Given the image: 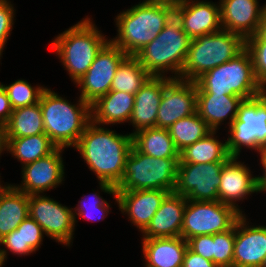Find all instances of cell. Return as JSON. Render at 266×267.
<instances>
[{
	"instance_id": "5",
	"label": "cell",
	"mask_w": 266,
	"mask_h": 267,
	"mask_svg": "<svg viewBox=\"0 0 266 267\" xmlns=\"http://www.w3.org/2000/svg\"><path fill=\"white\" fill-rule=\"evenodd\" d=\"M191 40L174 13L157 37L134 57L151 76L165 77L169 71L172 79H179Z\"/></svg>"
},
{
	"instance_id": "24",
	"label": "cell",
	"mask_w": 266,
	"mask_h": 267,
	"mask_svg": "<svg viewBox=\"0 0 266 267\" xmlns=\"http://www.w3.org/2000/svg\"><path fill=\"white\" fill-rule=\"evenodd\" d=\"M145 267H182L188 243L181 236L142 239Z\"/></svg>"
},
{
	"instance_id": "8",
	"label": "cell",
	"mask_w": 266,
	"mask_h": 267,
	"mask_svg": "<svg viewBox=\"0 0 266 267\" xmlns=\"http://www.w3.org/2000/svg\"><path fill=\"white\" fill-rule=\"evenodd\" d=\"M179 158H154L132 146L116 191L159 189L174 192Z\"/></svg>"
},
{
	"instance_id": "44",
	"label": "cell",
	"mask_w": 266,
	"mask_h": 267,
	"mask_svg": "<svg viewBox=\"0 0 266 267\" xmlns=\"http://www.w3.org/2000/svg\"><path fill=\"white\" fill-rule=\"evenodd\" d=\"M263 39L266 40V6L264 8L262 18L260 21L259 29L257 32Z\"/></svg>"
},
{
	"instance_id": "48",
	"label": "cell",
	"mask_w": 266,
	"mask_h": 267,
	"mask_svg": "<svg viewBox=\"0 0 266 267\" xmlns=\"http://www.w3.org/2000/svg\"><path fill=\"white\" fill-rule=\"evenodd\" d=\"M4 265V262L2 261V259L0 258V267H2Z\"/></svg>"
},
{
	"instance_id": "47",
	"label": "cell",
	"mask_w": 266,
	"mask_h": 267,
	"mask_svg": "<svg viewBox=\"0 0 266 267\" xmlns=\"http://www.w3.org/2000/svg\"><path fill=\"white\" fill-rule=\"evenodd\" d=\"M262 267H266V257H265V260H264V262L262 264Z\"/></svg>"
},
{
	"instance_id": "4",
	"label": "cell",
	"mask_w": 266,
	"mask_h": 267,
	"mask_svg": "<svg viewBox=\"0 0 266 267\" xmlns=\"http://www.w3.org/2000/svg\"><path fill=\"white\" fill-rule=\"evenodd\" d=\"M88 16L60 33L50 44L74 83L89 69L109 42Z\"/></svg>"
},
{
	"instance_id": "11",
	"label": "cell",
	"mask_w": 266,
	"mask_h": 267,
	"mask_svg": "<svg viewBox=\"0 0 266 267\" xmlns=\"http://www.w3.org/2000/svg\"><path fill=\"white\" fill-rule=\"evenodd\" d=\"M29 216L56 242L70 246L73 243L75 217L73 208L42 194L29 195Z\"/></svg>"
},
{
	"instance_id": "19",
	"label": "cell",
	"mask_w": 266,
	"mask_h": 267,
	"mask_svg": "<svg viewBox=\"0 0 266 267\" xmlns=\"http://www.w3.org/2000/svg\"><path fill=\"white\" fill-rule=\"evenodd\" d=\"M222 29L242 36L245 40L258 32L266 4L258 0H219Z\"/></svg>"
},
{
	"instance_id": "36",
	"label": "cell",
	"mask_w": 266,
	"mask_h": 267,
	"mask_svg": "<svg viewBox=\"0 0 266 267\" xmlns=\"http://www.w3.org/2000/svg\"><path fill=\"white\" fill-rule=\"evenodd\" d=\"M246 49L252 58L255 78L266 90V40L256 33L246 39Z\"/></svg>"
},
{
	"instance_id": "14",
	"label": "cell",
	"mask_w": 266,
	"mask_h": 267,
	"mask_svg": "<svg viewBox=\"0 0 266 267\" xmlns=\"http://www.w3.org/2000/svg\"><path fill=\"white\" fill-rule=\"evenodd\" d=\"M195 82L172 79L165 87L158 108L156 127L169 129L176 121L196 113Z\"/></svg>"
},
{
	"instance_id": "18",
	"label": "cell",
	"mask_w": 266,
	"mask_h": 267,
	"mask_svg": "<svg viewBox=\"0 0 266 267\" xmlns=\"http://www.w3.org/2000/svg\"><path fill=\"white\" fill-rule=\"evenodd\" d=\"M181 26L191 38L212 34L222 29L220 3L186 0L175 7Z\"/></svg>"
},
{
	"instance_id": "42",
	"label": "cell",
	"mask_w": 266,
	"mask_h": 267,
	"mask_svg": "<svg viewBox=\"0 0 266 267\" xmlns=\"http://www.w3.org/2000/svg\"><path fill=\"white\" fill-rule=\"evenodd\" d=\"M109 204L110 203L103 199L102 196L99 195V193L94 192L90 197L89 195L83 196V199L78 202L77 207H74V209H91L98 208L101 205Z\"/></svg>"
},
{
	"instance_id": "13",
	"label": "cell",
	"mask_w": 266,
	"mask_h": 267,
	"mask_svg": "<svg viewBox=\"0 0 266 267\" xmlns=\"http://www.w3.org/2000/svg\"><path fill=\"white\" fill-rule=\"evenodd\" d=\"M225 163L182 164L179 161L174 193L193 201H218L220 175Z\"/></svg>"
},
{
	"instance_id": "17",
	"label": "cell",
	"mask_w": 266,
	"mask_h": 267,
	"mask_svg": "<svg viewBox=\"0 0 266 267\" xmlns=\"http://www.w3.org/2000/svg\"><path fill=\"white\" fill-rule=\"evenodd\" d=\"M238 157H231L223 166L218 187V201L229 205L243 215L241 207L236 203L257 193L256 177L249 167L240 162Z\"/></svg>"
},
{
	"instance_id": "23",
	"label": "cell",
	"mask_w": 266,
	"mask_h": 267,
	"mask_svg": "<svg viewBox=\"0 0 266 267\" xmlns=\"http://www.w3.org/2000/svg\"><path fill=\"white\" fill-rule=\"evenodd\" d=\"M243 98L235 95L208 94L197 91V114L206 122L212 131H218L225 120H229L228 127L237 117L239 105Z\"/></svg>"
},
{
	"instance_id": "1",
	"label": "cell",
	"mask_w": 266,
	"mask_h": 267,
	"mask_svg": "<svg viewBox=\"0 0 266 267\" xmlns=\"http://www.w3.org/2000/svg\"><path fill=\"white\" fill-rule=\"evenodd\" d=\"M133 146L132 134H117L92 121L74 146L88 168L99 180L100 189L118 198L116 188L121 184L125 162Z\"/></svg>"
},
{
	"instance_id": "32",
	"label": "cell",
	"mask_w": 266,
	"mask_h": 267,
	"mask_svg": "<svg viewBox=\"0 0 266 267\" xmlns=\"http://www.w3.org/2000/svg\"><path fill=\"white\" fill-rule=\"evenodd\" d=\"M150 77L134 56H127L118 66L110 90L135 95Z\"/></svg>"
},
{
	"instance_id": "22",
	"label": "cell",
	"mask_w": 266,
	"mask_h": 267,
	"mask_svg": "<svg viewBox=\"0 0 266 267\" xmlns=\"http://www.w3.org/2000/svg\"><path fill=\"white\" fill-rule=\"evenodd\" d=\"M186 204V197L174 192L169 193L142 232V239L179 237Z\"/></svg>"
},
{
	"instance_id": "29",
	"label": "cell",
	"mask_w": 266,
	"mask_h": 267,
	"mask_svg": "<svg viewBox=\"0 0 266 267\" xmlns=\"http://www.w3.org/2000/svg\"><path fill=\"white\" fill-rule=\"evenodd\" d=\"M133 146L141 153L154 158H179L168 129L146 128L132 135Z\"/></svg>"
},
{
	"instance_id": "3",
	"label": "cell",
	"mask_w": 266,
	"mask_h": 267,
	"mask_svg": "<svg viewBox=\"0 0 266 267\" xmlns=\"http://www.w3.org/2000/svg\"><path fill=\"white\" fill-rule=\"evenodd\" d=\"M77 102L72 104L47 87L40 96L45 134L57 147H74L91 122V105L80 96Z\"/></svg>"
},
{
	"instance_id": "30",
	"label": "cell",
	"mask_w": 266,
	"mask_h": 267,
	"mask_svg": "<svg viewBox=\"0 0 266 267\" xmlns=\"http://www.w3.org/2000/svg\"><path fill=\"white\" fill-rule=\"evenodd\" d=\"M5 139L44 134V122L40 103L14 109L4 125Z\"/></svg>"
},
{
	"instance_id": "16",
	"label": "cell",
	"mask_w": 266,
	"mask_h": 267,
	"mask_svg": "<svg viewBox=\"0 0 266 267\" xmlns=\"http://www.w3.org/2000/svg\"><path fill=\"white\" fill-rule=\"evenodd\" d=\"M245 214L235 223L233 267H262L266 257V226H250Z\"/></svg>"
},
{
	"instance_id": "31",
	"label": "cell",
	"mask_w": 266,
	"mask_h": 267,
	"mask_svg": "<svg viewBox=\"0 0 266 267\" xmlns=\"http://www.w3.org/2000/svg\"><path fill=\"white\" fill-rule=\"evenodd\" d=\"M5 141L7 153L15 156L22 167L51 154L57 148L45 133Z\"/></svg>"
},
{
	"instance_id": "9",
	"label": "cell",
	"mask_w": 266,
	"mask_h": 267,
	"mask_svg": "<svg viewBox=\"0 0 266 267\" xmlns=\"http://www.w3.org/2000/svg\"><path fill=\"white\" fill-rule=\"evenodd\" d=\"M229 132L226 142L231 157H240L242 147L258 153L266 149V90L255 98L243 100Z\"/></svg>"
},
{
	"instance_id": "33",
	"label": "cell",
	"mask_w": 266,
	"mask_h": 267,
	"mask_svg": "<svg viewBox=\"0 0 266 267\" xmlns=\"http://www.w3.org/2000/svg\"><path fill=\"white\" fill-rule=\"evenodd\" d=\"M168 131L176 148L180 152L186 146L194 144L204 138L212 130L196 112L176 121Z\"/></svg>"
},
{
	"instance_id": "7",
	"label": "cell",
	"mask_w": 266,
	"mask_h": 267,
	"mask_svg": "<svg viewBox=\"0 0 266 267\" xmlns=\"http://www.w3.org/2000/svg\"><path fill=\"white\" fill-rule=\"evenodd\" d=\"M195 83L197 91L235 95L244 100L255 98L265 91L255 78L252 58L246 48L228 62L204 73Z\"/></svg>"
},
{
	"instance_id": "10",
	"label": "cell",
	"mask_w": 266,
	"mask_h": 267,
	"mask_svg": "<svg viewBox=\"0 0 266 267\" xmlns=\"http://www.w3.org/2000/svg\"><path fill=\"white\" fill-rule=\"evenodd\" d=\"M241 214L220 201L187 199L183 214L181 237L188 241L198 235H213L231 229Z\"/></svg>"
},
{
	"instance_id": "6",
	"label": "cell",
	"mask_w": 266,
	"mask_h": 267,
	"mask_svg": "<svg viewBox=\"0 0 266 267\" xmlns=\"http://www.w3.org/2000/svg\"><path fill=\"white\" fill-rule=\"evenodd\" d=\"M246 48V40L221 29L191 40L179 79L195 82L209 70L228 62Z\"/></svg>"
},
{
	"instance_id": "43",
	"label": "cell",
	"mask_w": 266,
	"mask_h": 267,
	"mask_svg": "<svg viewBox=\"0 0 266 267\" xmlns=\"http://www.w3.org/2000/svg\"><path fill=\"white\" fill-rule=\"evenodd\" d=\"M260 164H262L263 167V175L256 176V189L257 193L265 192L266 191V149L262 150L260 153Z\"/></svg>"
},
{
	"instance_id": "41",
	"label": "cell",
	"mask_w": 266,
	"mask_h": 267,
	"mask_svg": "<svg viewBox=\"0 0 266 267\" xmlns=\"http://www.w3.org/2000/svg\"><path fill=\"white\" fill-rule=\"evenodd\" d=\"M13 112L6 90L0 84V124L5 125Z\"/></svg>"
},
{
	"instance_id": "37",
	"label": "cell",
	"mask_w": 266,
	"mask_h": 267,
	"mask_svg": "<svg viewBox=\"0 0 266 267\" xmlns=\"http://www.w3.org/2000/svg\"><path fill=\"white\" fill-rule=\"evenodd\" d=\"M15 11L10 0H0V57L14 26Z\"/></svg>"
},
{
	"instance_id": "21",
	"label": "cell",
	"mask_w": 266,
	"mask_h": 267,
	"mask_svg": "<svg viewBox=\"0 0 266 267\" xmlns=\"http://www.w3.org/2000/svg\"><path fill=\"white\" fill-rule=\"evenodd\" d=\"M172 80L170 76H151L135 94L133 110L129 123L135 130L132 135L142 129L156 127L158 108L164 87Z\"/></svg>"
},
{
	"instance_id": "39",
	"label": "cell",
	"mask_w": 266,
	"mask_h": 267,
	"mask_svg": "<svg viewBox=\"0 0 266 267\" xmlns=\"http://www.w3.org/2000/svg\"><path fill=\"white\" fill-rule=\"evenodd\" d=\"M111 205H101L98 208L91 209H73L75 224L78 222L76 216H79L81 219H86L89 221H100L106 218L109 214V208ZM97 214V215H96ZM96 215V216H95Z\"/></svg>"
},
{
	"instance_id": "40",
	"label": "cell",
	"mask_w": 266,
	"mask_h": 267,
	"mask_svg": "<svg viewBox=\"0 0 266 267\" xmlns=\"http://www.w3.org/2000/svg\"><path fill=\"white\" fill-rule=\"evenodd\" d=\"M182 267H217L214 262L205 259L187 248Z\"/></svg>"
},
{
	"instance_id": "28",
	"label": "cell",
	"mask_w": 266,
	"mask_h": 267,
	"mask_svg": "<svg viewBox=\"0 0 266 267\" xmlns=\"http://www.w3.org/2000/svg\"><path fill=\"white\" fill-rule=\"evenodd\" d=\"M216 133L217 131H211L204 138L181 150L180 162L182 164L227 162L231 158L227 150V142L218 140Z\"/></svg>"
},
{
	"instance_id": "12",
	"label": "cell",
	"mask_w": 266,
	"mask_h": 267,
	"mask_svg": "<svg viewBox=\"0 0 266 267\" xmlns=\"http://www.w3.org/2000/svg\"><path fill=\"white\" fill-rule=\"evenodd\" d=\"M127 56L109 41L97 54L88 71L75 83L80 88V98L91 105L106 95L118 66Z\"/></svg>"
},
{
	"instance_id": "2",
	"label": "cell",
	"mask_w": 266,
	"mask_h": 267,
	"mask_svg": "<svg viewBox=\"0 0 266 267\" xmlns=\"http://www.w3.org/2000/svg\"><path fill=\"white\" fill-rule=\"evenodd\" d=\"M174 13V6L140 1L117 15L118 33L109 40L128 56H134L157 37Z\"/></svg>"
},
{
	"instance_id": "27",
	"label": "cell",
	"mask_w": 266,
	"mask_h": 267,
	"mask_svg": "<svg viewBox=\"0 0 266 267\" xmlns=\"http://www.w3.org/2000/svg\"><path fill=\"white\" fill-rule=\"evenodd\" d=\"M45 233L41 226L30 216L25 218L11 233L0 240V258L5 263L7 260V251L10 250L17 255H30L39 250Z\"/></svg>"
},
{
	"instance_id": "46",
	"label": "cell",
	"mask_w": 266,
	"mask_h": 267,
	"mask_svg": "<svg viewBox=\"0 0 266 267\" xmlns=\"http://www.w3.org/2000/svg\"><path fill=\"white\" fill-rule=\"evenodd\" d=\"M3 151H6V141H5L4 126L0 124V155L3 153Z\"/></svg>"
},
{
	"instance_id": "38",
	"label": "cell",
	"mask_w": 266,
	"mask_h": 267,
	"mask_svg": "<svg viewBox=\"0 0 266 267\" xmlns=\"http://www.w3.org/2000/svg\"><path fill=\"white\" fill-rule=\"evenodd\" d=\"M187 243L191 251L213 262L212 235H198L190 238Z\"/></svg>"
},
{
	"instance_id": "26",
	"label": "cell",
	"mask_w": 266,
	"mask_h": 267,
	"mask_svg": "<svg viewBox=\"0 0 266 267\" xmlns=\"http://www.w3.org/2000/svg\"><path fill=\"white\" fill-rule=\"evenodd\" d=\"M29 216V195L0 180V240Z\"/></svg>"
},
{
	"instance_id": "15",
	"label": "cell",
	"mask_w": 266,
	"mask_h": 267,
	"mask_svg": "<svg viewBox=\"0 0 266 267\" xmlns=\"http://www.w3.org/2000/svg\"><path fill=\"white\" fill-rule=\"evenodd\" d=\"M65 148L57 147L51 154L22 167V183L14 186L26 193L44 194L58 187L64 181V162L62 152Z\"/></svg>"
},
{
	"instance_id": "35",
	"label": "cell",
	"mask_w": 266,
	"mask_h": 267,
	"mask_svg": "<svg viewBox=\"0 0 266 267\" xmlns=\"http://www.w3.org/2000/svg\"><path fill=\"white\" fill-rule=\"evenodd\" d=\"M235 225L228 231L212 235L213 262L217 267H233Z\"/></svg>"
},
{
	"instance_id": "34",
	"label": "cell",
	"mask_w": 266,
	"mask_h": 267,
	"mask_svg": "<svg viewBox=\"0 0 266 267\" xmlns=\"http://www.w3.org/2000/svg\"><path fill=\"white\" fill-rule=\"evenodd\" d=\"M0 84L6 90L13 110L38 103L42 92L46 88L39 85L35 87L31 86V84L24 79H18L9 85Z\"/></svg>"
},
{
	"instance_id": "45",
	"label": "cell",
	"mask_w": 266,
	"mask_h": 267,
	"mask_svg": "<svg viewBox=\"0 0 266 267\" xmlns=\"http://www.w3.org/2000/svg\"><path fill=\"white\" fill-rule=\"evenodd\" d=\"M144 1L149 3L166 4L176 7L184 3L186 0H144Z\"/></svg>"
},
{
	"instance_id": "20",
	"label": "cell",
	"mask_w": 266,
	"mask_h": 267,
	"mask_svg": "<svg viewBox=\"0 0 266 267\" xmlns=\"http://www.w3.org/2000/svg\"><path fill=\"white\" fill-rule=\"evenodd\" d=\"M169 193L159 189L116 191L117 204L121 213L128 215L131 225L143 232Z\"/></svg>"
},
{
	"instance_id": "25",
	"label": "cell",
	"mask_w": 266,
	"mask_h": 267,
	"mask_svg": "<svg viewBox=\"0 0 266 267\" xmlns=\"http://www.w3.org/2000/svg\"><path fill=\"white\" fill-rule=\"evenodd\" d=\"M134 101V94L110 90L91 104V121L100 126L129 122Z\"/></svg>"
}]
</instances>
